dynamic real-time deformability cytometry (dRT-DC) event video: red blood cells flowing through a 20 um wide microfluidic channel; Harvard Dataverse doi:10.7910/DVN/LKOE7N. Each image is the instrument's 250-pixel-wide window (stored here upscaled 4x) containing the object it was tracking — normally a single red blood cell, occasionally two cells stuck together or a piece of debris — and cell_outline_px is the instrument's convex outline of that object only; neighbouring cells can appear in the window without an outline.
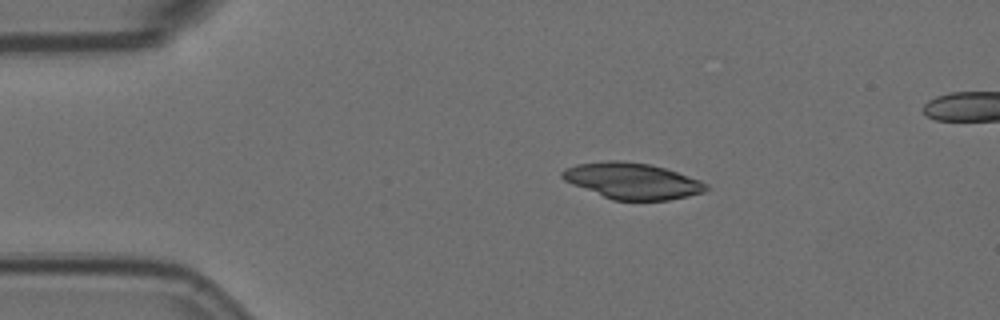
{"species": "Egyptian fruit bat (a non-hibernating species)", "species_latin": "Rousettus aegyptiacus", "temperature_condition": "room temperature", "stored_images_in_passage": 7, "camera_frame_rate_fps": 3000, "um_per_image_px": 0.085, "animal": {"sex": "female"}, "frame": {"image": 1, "passage_image": 1, "time_ms": 0.0, "image_size_px": [1000, 320], "cell_outline_px": [[708, 188], [704, 192], [688, 196], [668, 200], [612, 200], [572, 184], [564, 180], [560, 176], [560, 172], [564, 168], [576, 164], [604, 160], [620, 160], [648, 164], [664, 168], [700, 180], [708, 184]], "centroid_in_image_um": [53.7, 15.37], "position_along_channel_um": 31.3, "area_um2": 30.29}}
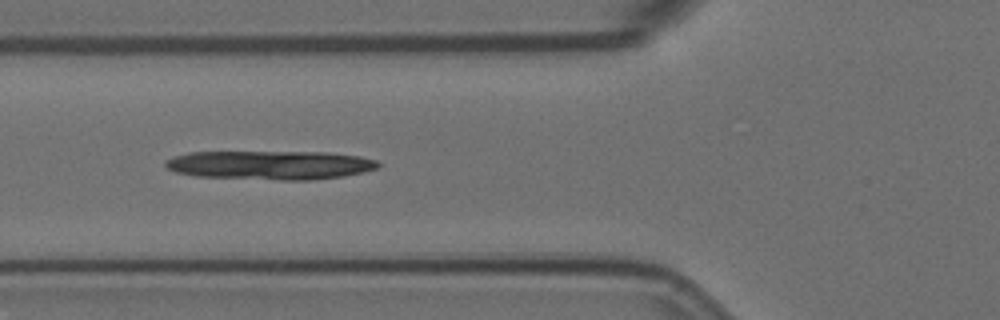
{"frame": {"image": 2, "passage_image": 4, "time_ms": 1.0, "image_size_px": [1000, 320], "cell_outline_px": [[380, 164], [376, 168], [364, 172], [344, 176], [312, 180], [284, 180], [196, 176], [176, 172], [168, 168], [164, 164], [164, 160], [172, 156], [188, 152], [328, 152], [360, 156], [376, 160]], "centroid_in_image_um": [22.96, 14.02], "position_along_channel_um": 102.8, "area_um2": 35.95}}
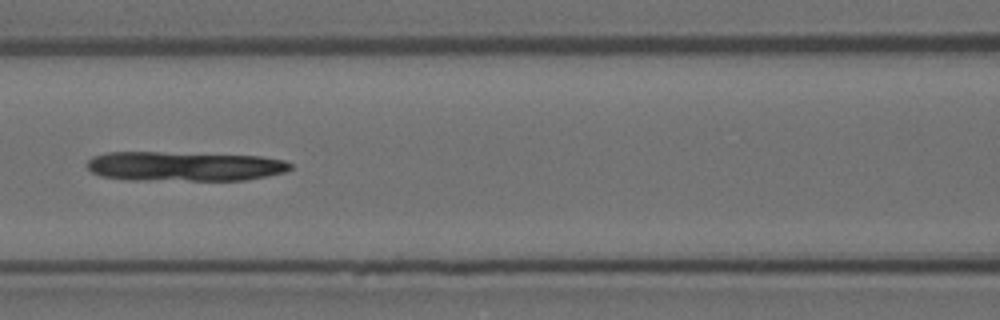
{"frame": {"image": 3, "passage_image": 5, "time_ms": 1.333, "image_size_px": [1000, 320], "cell_outline_px": [[292, 168], [284, 172], [268, 176], [244, 180], [132, 180], [100, 176], [92, 172], [84, 164], [92, 156], [108, 152], [160, 152], [260, 156], [284, 160], [292, 164]], "centroid_in_image_um": [15.64, 14.13], "position_along_channel_um": 151.0, "area_um2": 35.2}}